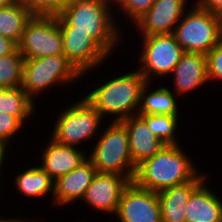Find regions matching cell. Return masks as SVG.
<instances>
[{"instance_id":"obj_23","label":"cell","mask_w":222,"mask_h":222,"mask_svg":"<svg viewBox=\"0 0 222 222\" xmlns=\"http://www.w3.org/2000/svg\"><path fill=\"white\" fill-rule=\"evenodd\" d=\"M37 103L25 93L22 87L0 88V113L17 117L24 126L27 120L30 121L32 116L35 117L33 114L36 113Z\"/></svg>"},{"instance_id":"obj_9","label":"cell","mask_w":222,"mask_h":222,"mask_svg":"<svg viewBox=\"0 0 222 222\" xmlns=\"http://www.w3.org/2000/svg\"><path fill=\"white\" fill-rule=\"evenodd\" d=\"M18 51L25 59L64 54L56 15H33L25 26Z\"/></svg>"},{"instance_id":"obj_31","label":"cell","mask_w":222,"mask_h":222,"mask_svg":"<svg viewBox=\"0 0 222 222\" xmlns=\"http://www.w3.org/2000/svg\"><path fill=\"white\" fill-rule=\"evenodd\" d=\"M203 6L213 14L222 17V0H198Z\"/></svg>"},{"instance_id":"obj_19","label":"cell","mask_w":222,"mask_h":222,"mask_svg":"<svg viewBox=\"0 0 222 222\" xmlns=\"http://www.w3.org/2000/svg\"><path fill=\"white\" fill-rule=\"evenodd\" d=\"M208 179L191 193L186 204V222H222V199L208 186Z\"/></svg>"},{"instance_id":"obj_11","label":"cell","mask_w":222,"mask_h":222,"mask_svg":"<svg viewBox=\"0 0 222 222\" xmlns=\"http://www.w3.org/2000/svg\"><path fill=\"white\" fill-rule=\"evenodd\" d=\"M60 31L63 36L64 55L82 74V78L109 59L110 55L85 31Z\"/></svg>"},{"instance_id":"obj_7","label":"cell","mask_w":222,"mask_h":222,"mask_svg":"<svg viewBox=\"0 0 222 222\" xmlns=\"http://www.w3.org/2000/svg\"><path fill=\"white\" fill-rule=\"evenodd\" d=\"M78 100L57 114L50 136L57 143L77 148L84 142L96 140L104 124L101 114L87 100L83 97Z\"/></svg>"},{"instance_id":"obj_10","label":"cell","mask_w":222,"mask_h":222,"mask_svg":"<svg viewBox=\"0 0 222 222\" xmlns=\"http://www.w3.org/2000/svg\"><path fill=\"white\" fill-rule=\"evenodd\" d=\"M115 216L113 219L118 222H162L158 193L130 182L121 195Z\"/></svg>"},{"instance_id":"obj_29","label":"cell","mask_w":222,"mask_h":222,"mask_svg":"<svg viewBox=\"0 0 222 222\" xmlns=\"http://www.w3.org/2000/svg\"><path fill=\"white\" fill-rule=\"evenodd\" d=\"M206 56L209 81L222 82V40Z\"/></svg>"},{"instance_id":"obj_12","label":"cell","mask_w":222,"mask_h":222,"mask_svg":"<svg viewBox=\"0 0 222 222\" xmlns=\"http://www.w3.org/2000/svg\"><path fill=\"white\" fill-rule=\"evenodd\" d=\"M130 182L123 175L96 172L81 201L95 212L115 217L121 195Z\"/></svg>"},{"instance_id":"obj_32","label":"cell","mask_w":222,"mask_h":222,"mask_svg":"<svg viewBox=\"0 0 222 222\" xmlns=\"http://www.w3.org/2000/svg\"><path fill=\"white\" fill-rule=\"evenodd\" d=\"M10 148V144L6 141H4L3 139L0 138V176H1V172H2V167L5 163V161H8L6 160L8 158V154H7V150ZM7 156V157H6ZM6 158V159H5ZM2 177H0V182H1V179ZM1 184V183H0ZM1 189H2V186L0 185ZM0 189V191H1Z\"/></svg>"},{"instance_id":"obj_17","label":"cell","mask_w":222,"mask_h":222,"mask_svg":"<svg viewBox=\"0 0 222 222\" xmlns=\"http://www.w3.org/2000/svg\"><path fill=\"white\" fill-rule=\"evenodd\" d=\"M121 122L127 129L130 156L136 166L154 156L166 145L150 131L140 115H133Z\"/></svg>"},{"instance_id":"obj_18","label":"cell","mask_w":222,"mask_h":222,"mask_svg":"<svg viewBox=\"0 0 222 222\" xmlns=\"http://www.w3.org/2000/svg\"><path fill=\"white\" fill-rule=\"evenodd\" d=\"M202 172L191 181L175 185L158 193L162 222H186V204L191 193L207 178Z\"/></svg>"},{"instance_id":"obj_22","label":"cell","mask_w":222,"mask_h":222,"mask_svg":"<svg viewBox=\"0 0 222 222\" xmlns=\"http://www.w3.org/2000/svg\"><path fill=\"white\" fill-rule=\"evenodd\" d=\"M34 14L23 1L0 7V35L19 44L27 22Z\"/></svg>"},{"instance_id":"obj_28","label":"cell","mask_w":222,"mask_h":222,"mask_svg":"<svg viewBox=\"0 0 222 222\" xmlns=\"http://www.w3.org/2000/svg\"><path fill=\"white\" fill-rule=\"evenodd\" d=\"M23 125L17 117L0 113V138L12 145L11 140L14 139V136L16 137L18 133L22 132L20 129L26 127Z\"/></svg>"},{"instance_id":"obj_1","label":"cell","mask_w":222,"mask_h":222,"mask_svg":"<svg viewBox=\"0 0 222 222\" xmlns=\"http://www.w3.org/2000/svg\"><path fill=\"white\" fill-rule=\"evenodd\" d=\"M114 3V0H73L56 15L60 30L85 31L112 57L114 50L124 42Z\"/></svg>"},{"instance_id":"obj_25","label":"cell","mask_w":222,"mask_h":222,"mask_svg":"<svg viewBox=\"0 0 222 222\" xmlns=\"http://www.w3.org/2000/svg\"><path fill=\"white\" fill-rule=\"evenodd\" d=\"M25 58L18 49L0 57V88L21 87Z\"/></svg>"},{"instance_id":"obj_8","label":"cell","mask_w":222,"mask_h":222,"mask_svg":"<svg viewBox=\"0 0 222 222\" xmlns=\"http://www.w3.org/2000/svg\"><path fill=\"white\" fill-rule=\"evenodd\" d=\"M140 39L141 55L137 57H140L138 65L141 68L138 67L137 70L151 84L154 78L169 76L185 53L173 33L141 36Z\"/></svg>"},{"instance_id":"obj_3","label":"cell","mask_w":222,"mask_h":222,"mask_svg":"<svg viewBox=\"0 0 222 222\" xmlns=\"http://www.w3.org/2000/svg\"><path fill=\"white\" fill-rule=\"evenodd\" d=\"M147 83L145 77L138 71L132 70L125 74L115 75L102 84L97 83L93 90L85 94L87 100L103 117L113 122H121L137 115L141 103V91ZM108 116V117H107Z\"/></svg>"},{"instance_id":"obj_35","label":"cell","mask_w":222,"mask_h":222,"mask_svg":"<svg viewBox=\"0 0 222 222\" xmlns=\"http://www.w3.org/2000/svg\"><path fill=\"white\" fill-rule=\"evenodd\" d=\"M11 220V218H5V217H2L0 216V222H9Z\"/></svg>"},{"instance_id":"obj_26","label":"cell","mask_w":222,"mask_h":222,"mask_svg":"<svg viewBox=\"0 0 222 222\" xmlns=\"http://www.w3.org/2000/svg\"><path fill=\"white\" fill-rule=\"evenodd\" d=\"M114 6L116 11V21L119 25L120 20L117 17L127 18L126 20L130 22V25H133L140 17H142L152 6L155 0H114ZM117 12H119L122 16H117ZM123 12L124 14H122ZM124 15V16H123ZM119 21V22H118ZM132 22V24H131Z\"/></svg>"},{"instance_id":"obj_21","label":"cell","mask_w":222,"mask_h":222,"mask_svg":"<svg viewBox=\"0 0 222 222\" xmlns=\"http://www.w3.org/2000/svg\"><path fill=\"white\" fill-rule=\"evenodd\" d=\"M13 184L17 193L22 194L25 199H41L50 194L49 197H52L53 203L54 181L40 165L36 164L23 169L14 177Z\"/></svg>"},{"instance_id":"obj_24","label":"cell","mask_w":222,"mask_h":222,"mask_svg":"<svg viewBox=\"0 0 222 222\" xmlns=\"http://www.w3.org/2000/svg\"><path fill=\"white\" fill-rule=\"evenodd\" d=\"M147 123L150 131L166 145L181 144L176 133L179 118L172 115H140ZM176 136V137H175ZM180 142V143H179Z\"/></svg>"},{"instance_id":"obj_16","label":"cell","mask_w":222,"mask_h":222,"mask_svg":"<svg viewBox=\"0 0 222 222\" xmlns=\"http://www.w3.org/2000/svg\"><path fill=\"white\" fill-rule=\"evenodd\" d=\"M95 174V167L87 159L79 167L59 177L54 181L53 205L65 207L81 201Z\"/></svg>"},{"instance_id":"obj_34","label":"cell","mask_w":222,"mask_h":222,"mask_svg":"<svg viewBox=\"0 0 222 222\" xmlns=\"http://www.w3.org/2000/svg\"><path fill=\"white\" fill-rule=\"evenodd\" d=\"M14 0H0V7L10 5Z\"/></svg>"},{"instance_id":"obj_4","label":"cell","mask_w":222,"mask_h":222,"mask_svg":"<svg viewBox=\"0 0 222 222\" xmlns=\"http://www.w3.org/2000/svg\"><path fill=\"white\" fill-rule=\"evenodd\" d=\"M194 2L182 15L173 35L185 52L207 55L222 40V17L198 0Z\"/></svg>"},{"instance_id":"obj_6","label":"cell","mask_w":222,"mask_h":222,"mask_svg":"<svg viewBox=\"0 0 222 222\" xmlns=\"http://www.w3.org/2000/svg\"><path fill=\"white\" fill-rule=\"evenodd\" d=\"M82 74L64 54L43 58L25 59L21 87L35 102L37 95H43L54 86H66L79 82ZM78 80V81H77ZM47 90V91H46ZM43 92V93H42Z\"/></svg>"},{"instance_id":"obj_2","label":"cell","mask_w":222,"mask_h":222,"mask_svg":"<svg viewBox=\"0 0 222 222\" xmlns=\"http://www.w3.org/2000/svg\"><path fill=\"white\" fill-rule=\"evenodd\" d=\"M183 150L181 144L165 145L137 165L133 182L140 188L159 193L194 180L201 173L200 168Z\"/></svg>"},{"instance_id":"obj_20","label":"cell","mask_w":222,"mask_h":222,"mask_svg":"<svg viewBox=\"0 0 222 222\" xmlns=\"http://www.w3.org/2000/svg\"><path fill=\"white\" fill-rule=\"evenodd\" d=\"M150 82H147L141 91V103L138 115H172L180 117L179 112V98L173 91L161 84L159 87L155 86L152 90ZM150 88V89H149Z\"/></svg>"},{"instance_id":"obj_13","label":"cell","mask_w":222,"mask_h":222,"mask_svg":"<svg viewBox=\"0 0 222 222\" xmlns=\"http://www.w3.org/2000/svg\"><path fill=\"white\" fill-rule=\"evenodd\" d=\"M188 3V4H187ZM189 0H155L151 8L134 24L139 36L173 33Z\"/></svg>"},{"instance_id":"obj_33","label":"cell","mask_w":222,"mask_h":222,"mask_svg":"<svg viewBox=\"0 0 222 222\" xmlns=\"http://www.w3.org/2000/svg\"><path fill=\"white\" fill-rule=\"evenodd\" d=\"M9 222H35V220L33 219V221H32V219L31 220H28V219H22V218H16V219H14V218H12Z\"/></svg>"},{"instance_id":"obj_15","label":"cell","mask_w":222,"mask_h":222,"mask_svg":"<svg viewBox=\"0 0 222 222\" xmlns=\"http://www.w3.org/2000/svg\"><path fill=\"white\" fill-rule=\"evenodd\" d=\"M50 140V141H48ZM44 149L41 151L40 165L55 181L75 168L79 167L88 159L86 150L84 151L74 146L57 143L49 138ZM47 145V146H46Z\"/></svg>"},{"instance_id":"obj_27","label":"cell","mask_w":222,"mask_h":222,"mask_svg":"<svg viewBox=\"0 0 222 222\" xmlns=\"http://www.w3.org/2000/svg\"><path fill=\"white\" fill-rule=\"evenodd\" d=\"M73 0H25L34 15H57Z\"/></svg>"},{"instance_id":"obj_14","label":"cell","mask_w":222,"mask_h":222,"mask_svg":"<svg viewBox=\"0 0 222 222\" xmlns=\"http://www.w3.org/2000/svg\"><path fill=\"white\" fill-rule=\"evenodd\" d=\"M167 77L173 78V93L179 97L203 87L210 82L206 54L185 52Z\"/></svg>"},{"instance_id":"obj_5","label":"cell","mask_w":222,"mask_h":222,"mask_svg":"<svg viewBox=\"0 0 222 222\" xmlns=\"http://www.w3.org/2000/svg\"><path fill=\"white\" fill-rule=\"evenodd\" d=\"M105 129V130H104ZM88 159L98 173H115L133 182L137 166L130 156L128 132L122 122L111 121L102 128Z\"/></svg>"},{"instance_id":"obj_30","label":"cell","mask_w":222,"mask_h":222,"mask_svg":"<svg viewBox=\"0 0 222 222\" xmlns=\"http://www.w3.org/2000/svg\"><path fill=\"white\" fill-rule=\"evenodd\" d=\"M18 49V45L9 38L0 35V57L13 54Z\"/></svg>"}]
</instances>
